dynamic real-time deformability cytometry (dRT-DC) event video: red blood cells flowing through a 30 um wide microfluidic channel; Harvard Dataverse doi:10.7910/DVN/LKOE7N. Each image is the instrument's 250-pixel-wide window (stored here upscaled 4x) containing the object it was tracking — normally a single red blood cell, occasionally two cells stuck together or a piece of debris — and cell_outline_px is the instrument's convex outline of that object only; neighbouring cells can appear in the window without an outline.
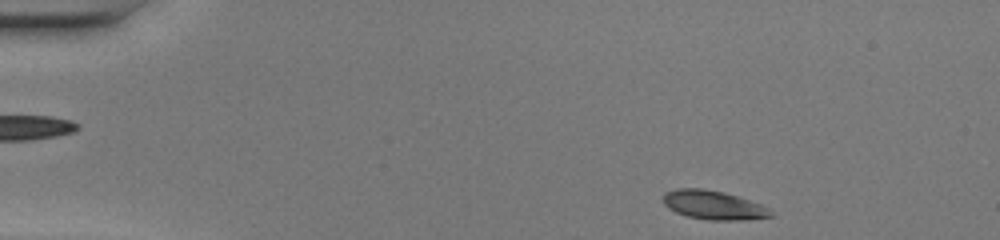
{"species": "common noctule bat (a hibernating species)", "species_latin": "Nyctalus noctula", "temperature_condition": "warm", "stored_images_in_passage": 45, "camera_frame_rate_fps": 3000, "um_per_image_px": 0.085, "animal": {"sex": "female", "body_mass_g": 20.0, "forearm_length_mm": 54.0}, "frame": {"image": 1, "passage_image": 2, "time_ms": 0.333, "image_size_px": [1000, 240], "cell_outline_px": [[772, 216], [740, 220], [708, 220], [688, 216], [676, 212], [668, 208], [664, 204], [664, 192], [676, 188], [700, 188], [724, 192], [760, 204], [768, 208], [772, 212]], "centroid_in_image_um": [60.6, 17.42], "position_along_channel_um": 24.4, "area_um2": 17.92}}
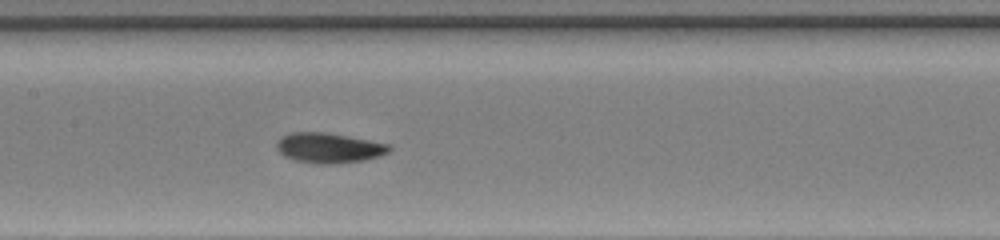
{"frame": {"image": 2, "passage_image": 20, "time_ms": 6.333, "image_size_px": [1000, 240], "cell_outline_px": [[392, 148], [388, 152], [380, 156], [364, 160], [328, 164], [320, 164], [296, 160], [284, 156], [276, 148], [276, 140], [280, 136], [288, 132], [324, 132], [348, 136], [388, 144]], "centroid_in_image_um": [27.91, 12.56], "position_along_channel_um": 179.5, "area_um2": 19.71}}
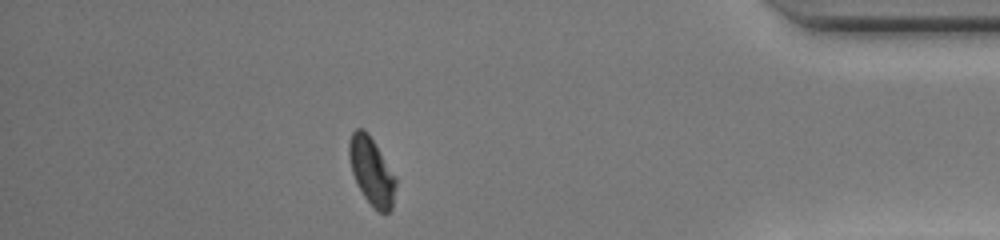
{"frame": {"image": 3, "passage_image": 39, "time_ms": 12.667, "image_size_px": [1000, 240], "cell_outline_px": [[396, 184], [392, 208], [388, 212], [380, 212], [372, 208], [356, 184], [352, 172], [348, 156], [348, 140], [352, 132], [356, 128], [364, 128], [368, 132], [396, 176]], "centroid_in_image_um": [31.57, 14.53], "position_along_channel_um": 403.6, "area_um2": 18.67}, "authors_computed_cell_mechanics": {"area_um2": 18.6116, "velocity_mm_per_s": 4.1437, "shape_relaxation_time_tau1_ms": 2.9774, "shape_relaxation_time_tau2_ms": 2.3201, "deformation_change_tau1": 0.1484, "deformation_change_tau2": 0.0689}}